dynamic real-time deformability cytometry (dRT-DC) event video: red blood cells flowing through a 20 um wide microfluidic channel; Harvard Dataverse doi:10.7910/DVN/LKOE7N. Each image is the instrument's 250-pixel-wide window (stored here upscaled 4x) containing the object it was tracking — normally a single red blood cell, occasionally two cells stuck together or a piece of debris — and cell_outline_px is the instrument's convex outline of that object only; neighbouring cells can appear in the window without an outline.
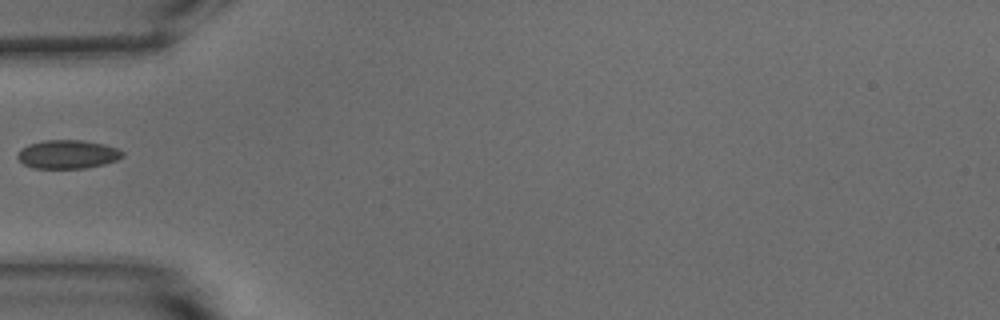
{"species": "common noctule bat (a hibernating species)", "species_latin": "Nyctalus noctula", "temperature_condition": "warm", "stored_images_in_passage": 5, "camera_frame_rate_fps": 3000, "um_per_image_px": 0.085, "animal": {"sex": "male", "body_mass_g": 15.6}, "frame": {"image": 1, "passage_image": 1, "time_ms": 0.0, "image_size_px": [1000, 320], "cell_outline_px": [[124, 156], [116, 160], [104, 164], [84, 168], [32, 168], [24, 164], [16, 156], [20, 148], [28, 144], [44, 140], [80, 140], [104, 144], [116, 148], [124, 152]], "centroid_in_image_um": [5.73, 13.11], "position_along_channel_um": 79.3, "area_um2": 17.51}}